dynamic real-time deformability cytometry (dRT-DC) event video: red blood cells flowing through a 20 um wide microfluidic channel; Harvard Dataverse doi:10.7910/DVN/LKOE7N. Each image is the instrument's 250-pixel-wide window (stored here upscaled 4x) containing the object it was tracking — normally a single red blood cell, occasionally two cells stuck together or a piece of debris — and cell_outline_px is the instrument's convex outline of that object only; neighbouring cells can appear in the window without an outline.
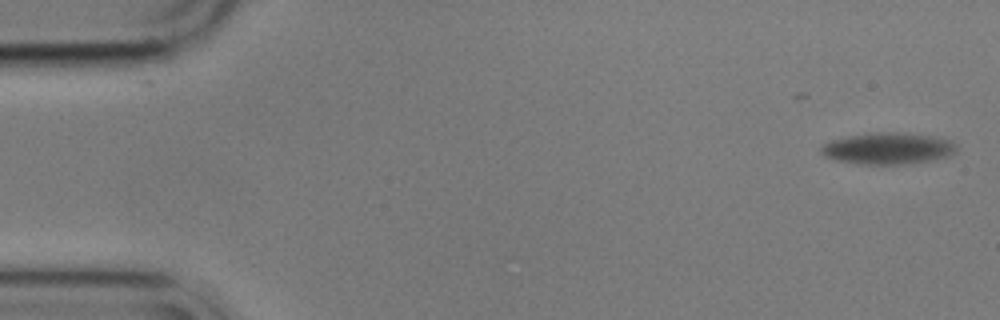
{"species": "common noctule bat (a hibernating species)", "species_latin": "Nyctalus noctula", "temperature_condition": "cold", "stored_images_in_passage": 14, "camera_frame_rate_fps": 3000, "um_per_image_px": 0.085, "animal": {"sex": "male", "body_mass_g": 17.9}, "frame": {"image": 1, "passage_image": 1, "time_ms": 0.0, "image_size_px": [1000, 320], "cell_outline_px": [[956, 152], [948, 156], [908, 164], [860, 164], [836, 160], [824, 156], [820, 152], [820, 148], [824, 144], [832, 140], [848, 136], [868, 132], [896, 132], [936, 136], [948, 140], [956, 148]], "centroid_in_image_um": [75.43, 12.61], "position_along_channel_um": 9.6, "area_um2": 24.8}}